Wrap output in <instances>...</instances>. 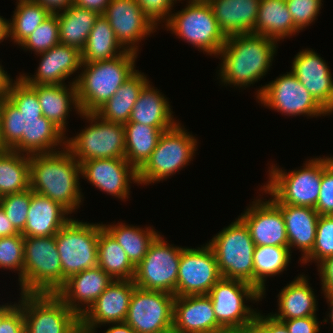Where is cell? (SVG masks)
I'll use <instances>...</instances> for the list:
<instances>
[{"label":"cell","instance_id":"cell-1","mask_svg":"<svg viewBox=\"0 0 333 333\" xmlns=\"http://www.w3.org/2000/svg\"><path fill=\"white\" fill-rule=\"evenodd\" d=\"M66 138L43 116L36 90L20 76L12 81L0 99V149L27 155L52 153L60 151L56 146L66 147Z\"/></svg>","mask_w":333,"mask_h":333},{"label":"cell","instance_id":"cell-2","mask_svg":"<svg viewBox=\"0 0 333 333\" xmlns=\"http://www.w3.org/2000/svg\"><path fill=\"white\" fill-rule=\"evenodd\" d=\"M277 45L275 40L255 33L228 36L218 54L223 60L220 82L239 88L258 82L272 66Z\"/></svg>","mask_w":333,"mask_h":333},{"label":"cell","instance_id":"cell-3","mask_svg":"<svg viewBox=\"0 0 333 333\" xmlns=\"http://www.w3.org/2000/svg\"><path fill=\"white\" fill-rule=\"evenodd\" d=\"M81 166L65 147L61 151L30 155V188L60 203L71 214L80 207Z\"/></svg>","mask_w":333,"mask_h":333},{"label":"cell","instance_id":"cell-4","mask_svg":"<svg viewBox=\"0 0 333 333\" xmlns=\"http://www.w3.org/2000/svg\"><path fill=\"white\" fill-rule=\"evenodd\" d=\"M135 59L137 53L126 51L113 59L82 63L81 74L72 81L81 113H95L102 107L136 71Z\"/></svg>","mask_w":333,"mask_h":333},{"label":"cell","instance_id":"cell-5","mask_svg":"<svg viewBox=\"0 0 333 333\" xmlns=\"http://www.w3.org/2000/svg\"><path fill=\"white\" fill-rule=\"evenodd\" d=\"M302 168L287 173L272 164L268 183L261 191L269 194L275 204L315 208L321 188L322 158L309 159Z\"/></svg>","mask_w":333,"mask_h":333},{"label":"cell","instance_id":"cell-6","mask_svg":"<svg viewBox=\"0 0 333 333\" xmlns=\"http://www.w3.org/2000/svg\"><path fill=\"white\" fill-rule=\"evenodd\" d=\"M197 140L178 122L164 131L149 159L137 171L138 185L163 181L185 168L193 159Z\"/></svg>","mask_w":333,"mask_h":333},{"label":"cell","instance_id":"cell-7","mask_svg":"<svg viewBox=\"0 0 333 333\" xmlns=\"http://www.w3.org/2000/svg\"><path fill=\"white\" fill-rule=\"evenodd\" d=\"M207 244L214 251L221 277L241 280L254 286L255 243L239 217Z\"/></svg>","mask_w":333,"mask_h":333},{"label":"cell","instance_id":"cell-8","mask_svg":"<svg viewBox=\"0 0 333 333\" xmlns=\"http://www.w3.org/2000/svg\"><path fill=\"white\" fill-rule=\"evenodd\" d=\"M22 293H56L62 287V265L55 235L24 237Z\"/></svg>","mask_w":333,"mask_h":333},{"label":"cell","instance_id":"cell-9","mask_svg":"<svg viewBox=\"0 0 333 333\" xmlns=\"http://www.w3.org/2000/svg\"><path fill=\"white\" fill-rule=\"evenodd\" d=\"M186 5L181 11L171 13L165 28L203 53L218 57L227 37L220 30L211 6L207 0H189Z\"/></svg>","mask_w":333,"mask_h":333},{"label":"cell","instance_id":"cell-10","mask_svg":"<svg viewBox=\"0 0 333 333\" xmlns=\"http://www.w3.org/2000/svg\"><path fill=\"white\" fill-rule=\"evenodd\" d=\"M90 125L79 134L66 138V148L81 163L92 159L125 158V128L96 113H80Z\"/></svg>","mask_w":333,"mask_h":333},{"label":"cell","instance_id":"cell-11","mask_svg":"<svg viewBox=\"0 0 333 333\" xmlns=\"http://www.w3.org/2000/svg\"><path fill=\"white\" fill-rule=\"evenodd\" d=\"M99 224L70 219L55 235L62 265V286L79 272L98 265Z\"/></svg>","mask_w":333,"mask_h":333},{"label":"cell","instance_id":"cell-12","mask_svg":"<svg viewBox=\"0 0 333 333\" xmlns=\"http://www.w3.org/2000/svg\"><path fill=\"white\" fill-rule=\"evenodd\" d=\"M25 333H79L80 316L56 293H20Z\"/></svg>","mask_w":333,"mask_h":333},{"label":"cell","instance_id":"cell-13","mask_svg":"<svg viewBox=\"0 0 333 333\" xmlns=\"http://www.w3.org/2000/svg\"><path fill=\"white\" fill-rule=\"evenodd\" d=\"M208 295L212 300L217 322L222 327L240 331L250 325L257 314V310L245 305V301L257 302L263 298L252 284L223 277L211 288Z\"/></svg>","mask_w":333,"mask_h":333},{"label":"cell","instance_id":"cell-14","mask_svg":"<svg viewBox=\"0 0 333 333\" xmlns=\"http://www.w3.org/2000/svg\"><path fill=\"white\" fill-rule=\"evenodd\" d=\"M182 247L170 245L159 234L136 266L134 283L144 290L163 291L175 296Z\"/></svg>","mask_w":333,"mask_h":333},{"label":"cell","instance_id":"cell-15","mask_svg":"<svg viewBox=\"0 0 333 333\" xmlns=\"http://www.w3.org/2000/svg\"><path fill=\"white\" fill-rule=\"evenodd\" d=\"M262 86L257 91V99L270 109L286 116L307 115L318 117L330 115L300 83L290 71Z\"/></svg>","mask_w":333,"mask_h":333},{"label":"cell","instance_id":"cell-16","mask_svg":"<svg viewBox=\"0 0 333 333\" xmlns=\"http://www.w3.org/2000/svg\"><path fill=\"white\" fill-rule=\"evenodd\" d=\"M175 296L134 288L125 322L136 333H167L173 329Z\"/></svg>","mask_w":333,"mask_h":333},{"label":"cell","instance_id":"cell-17","mask_svg":"<svg viewBox=\"0 0 333 333\" xmlns=\"http://www.w3.org/2000/svg\"><path fill=\"white\" fill-rule=\"evenodd\" d=\"M221 274L212 248L182 247L175 296L208 294L220 280Z\"/></svg>","mask_w":333,"mask_h":333},{"label":"cell","instance_id":"cell-18","mask_svg":"<svg viewBox=\"0 0 333 333\" xmlns=\"http://www.w3.org/2000/svg\"><path fill=\"white\" fill-rule=\"evenodd\" d=\"M102 16L109 21L121 46L135 53L139 51L137 44L158 28L143 13L136 0H111Z\"/></svg>","mask_w":333,"mask_h":333},{"label":"cell","instance_id":"cell-19","mask_svg":"<svg viewBox=\"0 0 333 333\" xmlns=\"http://www.w3.org/2000/svg\"><path fill=\"white\" fill-rule=\"evenodd\" d=\"M135 287L133 280H113L80 317L81 330L96 333L99 325L125 322Z\"/></svg>","mask_w":333,"mask_h":333},{"label":"cell","instance_id":"cell-20","mask_svg":"<svg viewBox=\"0 0 333 333\" xmlns=\"http://www.w3.org/2000/svg\"><path fill=\"white\" fill-rule=\"evenodd\" d=\"M82 177L100 191L128 199L130 183L138 184L137 171L125 158L92 159L80 163Z\"/></svg>","mask_w":333,"mask_h":333},{"label":"cell","instance_id":"cell-21","mask_svg":"<svg viewBox=\"0 0 333 333\" xmlns=\"http://www.w3.org/2000/svg\"><path fill=\"white\" fill-rule=\"evenodd\" d=\"M239 218L247 226L255 246L288 247L285 221L281 209L271 200L252 201Z\"/></svg>","mask_w":333,"mask_h":333},{"label":"cell","instance_id":"cell-22","mask_svg":"<svg viewBox=\"0 0 333 333\" xmlns=\"http://www.w3.org/2000/svg\"><path fill=\"white\" fill-rule=\"evenodd\" d=\"M291 72L330 114L333 113V80L324 59L312 49H304L295 55Z\"/></svg>","mask_w":333,"mask_h":333},{"label":"cell","instance_id":"cell-23","mask_svg":"<svg viewBox=\"0 0 333 333\" xmlns=\"http://www.w3.org/2000/svg\"><path fill=\"white\" fill-rule=\"evenodd\" d=\"M112 281L97 265L69 277L56 294L81 317Z\"/></svg>","mask_w":333,"mask_h":333},{"label":"cell","instance_id":"cell-24","mask_svg":"<svg viewBox=\"0 0 333 333\" xmlns=\"http://www.w3.org/2000/svg\"><path fill=\"white\" fill-rule=\"evenodd\" d=\"M37 55L41 59L36 74L19 75L29 85L66 84L64 81L82 66L81 51L62 44Z\"/></svg>","mask_w":333,"mask_h":333},{"label":"cell","instance_id":"cell-25","mask_svg":"<svg viewBox=\"0 0 333 333\" xmlns=\"http://www.w3.org/2000/svg\"><path fill=\"white\" fill-rule=\"evenodd\" d=\"M221 327L215 317L212 300L208 294L175 296L173 331L176 333H202Z\"/></svg>","mask_w":333,"mask_h":333},{"label":"cell","instance_id":"cell-26","mask_svg":"<svg viewBox=\"0 0 333 333\" xmlns=\"http://www.w3.org/2000/svg\"><path fill=\"white\" fill-rule=\"evenodd\" d=\"M60 203L31 190V201L23 237L54 236L71 219Z\"/></svg>","mask_w":333,"mask_h":333},{"label":"cell","instance_id":"cell-27","mask_svg":"<svg viewBox=\"0 0 333 333\" xmlns=\"http://www.w3.org/2000/svg\"><path fill=\"white\" fill-rule=\"evenodd\" d=\"M226 37L253 33L260 0H207Z\"/></svg>","mask_w":333,"mask_h":333},{"label":"cell","instance_id":"cell-28","mask_svg":"<svg viewBox=\"0 0 333 333\" xmlns=\"http://www.w3.org/2000/svg\"><path fill=\"white\" fill-rule=\"evenodd\" d=\"M282 211L288 247L302 251L300 261L313 249L316 238L317 221L319 214L314 208L293 206L289 204H276Z\"/></svg>","mask_w":333,"mask_h":333},{"label":"cell","instance_id":"cell-29","mask_svg":"<svg viewBox=\"0 0 333 333\" xmlns=\"http://www.w3.org/2000/svg\"><path fill=\"white\" fill-rule=\"evenodd\" d=\"M69 85H31L37 93L43 116L50 120L63 133L66 131L67 118L73 108L80 114L75 83ZM69 86V87H68Z\"/></svg>","mask_w":333,"mask_h":333},{"label":"cell","instance_id":"cell-30","mask_svg":"<svg viewBox=\"0 0 333 333\" xmlns=\"http://www.w3.org/2000/svg\"><path fill=\"white\" fill-rule=\"evenodd\" d=\"M309 284L308 278L301 274L284 286L278 294V313L270 315L281 322L316 316L317 299Z\"/></svg>","mask_w":333,"mask_h":333},{"label":"cell","instance_id":"cell-31","mask_svg":"<svg viewBox=\"0 0 333 333\" xmlns=\"http://www.w3.org/2000/svg\"><path fill=\"white\" fill-rule=\"evenodd\" d=\"M172 114L167 98L150 85L149 81L142 88L128 122H137L158 129H171L178 123Z\"/></svg>","mask_w":333,"mask_h":333},{"label":"cell","instance_id":"cell-32","mask_svg":"<svg viewBox=\"0 0 333 333\" xmlns=\"http://www.w3.org/2000/svg\"><path fill=\"white\" fill-rule=\"evenodd\" d=\"M148 82L144 73L136 70L95 113L106 121L126 124L142 88Z\"/></svg>","mask_w":333,"mask_h":333},{"label":"cell","instance_id":"cell-33","mask_svg":"<svg viewBox=\"0 0 333 333\" xmlns=\"http://www.w3.org/2000/svg\"><path fill=\"white\" fill-rule=\"evenodd\" d=\"M253 33L276 42L299 33L295 28L285 0H260Z\"/></svg>","mask_w":333,"mask_h":333},{"label":"cell","instance_id":"cell-34","mask_svg":"<svg viewBox=\"0 0 333 333\" xmlns=\"http://www.w3.org/2000/svg\"><path fill=\"white\" fill-rule=\"evenodd\" d=\"M56 14L58 16L60 44L82 51L91 29L100 15L74 4Z\"/></svg>","mask_w":333,"mask_h":333},{"label":"cell","instance_id":"cell-35","mask_svg":"<svg viewBox=\"0 0 333 333\" xmlns=\"http://www.w3.org/2000/svg\"><path fill=\"white\" fill-rule=\"evenodd\" d=\"M125 128V159L138 171L149 159L164 131L137 122H127Z\"/></svg>","mask_w":333,"mask_h":333},{"label":"cell","instance_id":"cell-36","mask_svg":"<svg viewBox=\"0 0 333 333\" xmlns=\"http://www.w3.org/2000/svg\"><path fill=\"white\" fill-rule=\"evenodd\" d=\"M98 266L113 280H133L135 276L136 267L102 223H99Z\"/></svg>","mask_w":333,"mask_h":333},{"label":"cell","instance_id":"cell-37","mask_svg":"<svg viewBox=\"0 0 333 333\" xmlns=\"http://www.w3.org/2000/svg\"><path fill=\"white\" fill-rule=\"evenodd\" d=\"M125 52L126 49L117 41L109 21L100 15L81 51L82 63L113 59Z\"/></svg>","mask_w":333,"mask_h":333},{"label":"cell","instance_id":"cell-38","mask_svg":"<svg viewBox=\"0 0 333 333\" xmlns=\"http://www.w3.org/2000/svg\"><path fill=\"white\" fill-rule=\"evenodd\" d=\"M30 188V155L0 149V197Z\"/></svg>","mask_w":333,"mask_h":333},{"label":"cell","instance_id":"cell-39","mask_svg":"<svg viewBox=\"0 0 333 333\" xmlns=\"http://www.w3.org/2000/svg\"><path fill=\"white\" fill-rule=\"evenodd\" d=\"M103 227L113 236L124 249L131 263L136 267L147 254L150 244L159 235L151 227L140 228L137 226L117 223Z\"/></svg>","mask_w":333,"mask_h":333},{"label":"cell","instance_id":"cell-40","mask_svg":"<svg viewBox=\"0 0 333 333\" xmlns=\"http://www.w3.org/2000/svg\"><path fill=\"white\" fill-rule=\"evenodd\" d=\"M289 247L255 246L253 255L254 287L265 295L267 277L281 274L291 260ZM266 279V280H265Z\"/></svg>","mask_w":333,"mask_h":333},{"label":"cell","instance_id":"cell-41","mask_svg":"<svg viewBox=\"0 0 333 333\" xmlns=\"http://www.w3.org/2000/svg\"><path fill=\"white\" fill-rule=\"evenodd\" d=\"M51 13L31 0H17L12 20H9V37L20 45Z\"/></svg>","mask_w":333,"mask_h":333},{"label":"cell","instance_id":"cell-42","mask_svg":"<svg viewBox=\"0 0 333 333\" xmlns=\"http://www.w3.org/2000/svg\"><path fill=\"white\" fill-rule=\"evenodd\" d=\"M60 44L57 14H50L19 46L40 54Z\"/></svg>","mask_w":333,"mask_h":333},{"label":"cell","instance_id":"cell-43","mask_svg":"<svg viewBox=\"0 0 333 333\" xmlns=\"http://www.w3.org/2000/svg\"><path fill=\"white\" fill-rule=\"evenodd\" d=\"M330 256H333V215H320L313 249L300 262L306 264L315 261L319 264Z\"/></svg>","mask_w":333,"mask_h":333},{"label":"cell","instance_id":"cell-44","mask_svg":"<svg viewBox=\"0 0 333 333\" xmlns=\"http://www.w3.org/2000/svg\"><path fill=\"white\" fill-rule=\"evenodd\" d=\"M24 237L21 233L0 238V268L19 271V285L22 293V275L24 266Z\"/></svg>","mask_w":333,"mask_h":333},{"label":"cell","instance_id":"cell-45","mask_svg":"<svg viewBox=\"0 0 333 333\" xmlns=\"http://www.w3.org/2000/svg\"><path fill=\"white\" fill-rule=\"evenodd\" d=\"M31 201V188L0 197V206L11 224L21 233L25 226Z\"/></svg>","mask_w":333,"mask_h":333},{"label":"cell","instance_id":"cell-46","mask_svg":"<svg viewBox=\"0 0 333 333\" xmlns=\"http://www.w3.org/2000/svg\"><path fill=\"white\" fill-rule=\"evenodd\" d=\"M295 28L300 32L317 19L322 0H285Z\"/></svg>","mask_w":333,"mask_h":333},{"label":"cell","instance_id":"cell-47","mask_svg":"<svg viewBox=\"0 0 333 333\" xmlns=\"http://www.w3.org/2000/svg\"><path fill=\"white\" fill-rule=\"evenodd\" d=\"M320 193L314 208L319 215H333V157L322 158Z\"/></svg>","mask_w":333,"mask_h":333},{"label":"cell","instance_id":"cell-48","mask_svg":"<svg viewBox=\"0 0 333 333\" xmlns=\"http://www.w3.org/2000/svg\"><path fill=\"white\" fill-rule=\"evenodd\" d=\"M0 333H25L23 309L19 304L0 305Z\"/></svg>","mask_w":333,"mask_h":333},{"label":"cell","instance_id":"cell-49","mask_svg":"<svg viewBox=\"0 0 333 333\" xmlns=\"http://www.w3.org/2000/svg\"><path fill=\"white\" fill-rule=\"evenodd\" d=\"M143 13L157 27L160 22H167L177 0H136ZM175 2V3H174ZM165 20V21H164Z\"/></svg>","mask_w":333,"mask_h":333},{"label":"cell","instance_id":"cell-50","mask_svg":"<svg viewBox=\"0 0 333 333\" xmlns=\"http://www.w3.org/2000/svg\"><path fill=\"white\" fill-rule=\"evenodd\" d=\"M317 316L302 317L282 321L289 333H319Z\"/></svg>","mask_w":333,"mask_h":333},{"label":"cell","instance_id":"cell-51","mask_svg":"<svg viewBox=\"0 0 333 333\" xmlns=\"http://www.w3.org/2000/svg\"><path fill=\"white\" fill-rule=\"evenodd\" d=\"M317 266L323 293L333 294V256L325 258Z\"/></svg>","mask_w":333,"mask_h":333},{"label":"cell","instance_id":"cell-52","mask_svg":"<svg viewBox=\"0 0 333 333\" xmlns=\"http://www.w3.org/2000/svg\"><path fill=\"white\" fill-rule=\"evenodd\" d=\"M255 321L267 332V333H289L286 325L275 319L272 315H262L257 311Z\"/></svg>","mask_w":333,"mask_h":333},{"label":"cell","instance_id":"cell-53","mask_svg":"<svg viewBox=\"0 0 333 333\" xmlns=\"http://www.w3.org/2000/svg\"><path fill=\"white\" fill-rule=\"evenodd\" d=\"M111 0H73V4L103 15Z\"/></svg>","mask_w":333,"mask_h":333},{"label":"cell","instance_id":"cell-54","mask_svg":"<svg viewBox=\"0 0 333 333\" xmlns=\"http://www.w3.org/2000/svg\"><path fill=\"white\" fill-rule=\"evenodd\" d=\"M31 1L41 4L51 14H56L58 12L66 10L71 4H73V0H31Z\"/></svg>","mask_w":333,"mask_h":333},{"label":"cell","instance_id":"cell-55","mask_svg":"<svg viewBox=\"0 0 333 333\" xmlns=\"http://www.w3.org/2000/svg\"><path fill=\"white\" fill-rule=\"evenodd\" d=\"M20 232L11 224L5 211L0 206V238L5 236L18 235Z\"/></svg>","mask_w":333,"mask_h":333},{"label":"cell","instance_id":"cell-56","mask_svg":"<svg viewBox=\"0 0 333 333\" xmlns=\"http://www.w3.org/2000/svg\"><path fill=\"white\" fill-rule=\"evenodd\" d=\"M12 81L13 79L10 78L8 73L3 70L2 65H0V99L6 97Z\"/></svg>","mask_w":333,"mask_h":333},{"label":"cell","instance_id":"cell-57","mask_svg":"<svg viewBox=\"0 0 333 333\" xmlns=\"http://www.w3.org/2000/svg\"><path fill=\"white\" fill-rule=\"evenodd\" d=\"M111 324L104 333H136L126 322L108 323Z\"/></svg>","mask_w":333,"mask_h":333},{"label":"cell","instance_id":"cell-58","mask_svg":"<svg viewBox=\"0 0 333 333\" xmlns=\"http://www.w3.org/2000/svg\"><path fill=\"white\" fill-rule=\"evenodd\" d=\"M0 16V43L9 37V20Z\"/></svg>","mask_w":333,"mask_h":333},{"label":"cell","instance_id":"cell-59","mask_svg":"<svg viewBox=\"0 0 333 333\" xmlns=\"http://www.w3.org/2000/svg\"><path fill=\"white\" fill-rule=\"evenodd\" d=\"M241 333H267L255 320L244 329Z\"/></svg>","mask_w":333,"mask_h":333},{"label":"cell","instance_id":"cell-60","mask_svg":"<svg viewBox=\"0 0 333 333\" xmlns=\"http://www.w3.org/2000/svg\"><path fill=\"white\" fill-rule=\"evenodd\" d=\"M324 296L327 299V303L329 304L330 309H331L330 313L328 315H329V319H330V322L332 325L331 327H333V294L324 293Z\"/></svg>","mask_w":333,"mask_h":333},{"label":"cell","instance_id":"cell-61","mask_svg":"<svg viewBox=\"0 0 333 333\" xmlns=\"http://www.w3.org/2000/svg\"><path fill=\"white\" fill-rule=\"evenodd\" d=\"M202 333H241V331L233 328L221 327L216 330L206 331Z\"/></svg>","mask_w":333,"mask_h":333},{"label":"cell","instance_id":"cell-62","mask_svg":"<svg viewBox=\"0 0 333 333\" xmlns=\"http://www.w3.org/2000/svg\"><path fill=\"white\" fill-rule=\"evenodd\" d=\"M79 333H95V332H87V331H84V330H80Z\"/></svg>","mask_w":333,"mask_h":333}]
</instances>
